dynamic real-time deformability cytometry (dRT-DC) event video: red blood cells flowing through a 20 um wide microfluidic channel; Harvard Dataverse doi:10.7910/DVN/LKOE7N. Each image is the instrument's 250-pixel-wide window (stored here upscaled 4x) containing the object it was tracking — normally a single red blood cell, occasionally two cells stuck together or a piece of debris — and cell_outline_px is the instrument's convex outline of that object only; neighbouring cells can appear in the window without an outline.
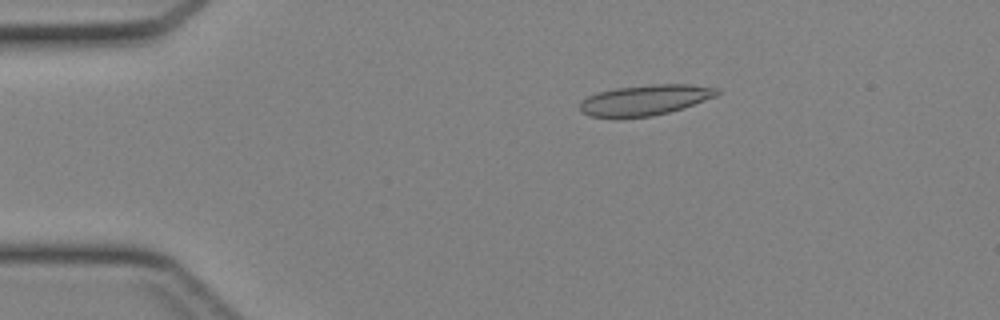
{"species": "Egyptian fruit bat (a non-hibernating species)", "species_latin": "Rousettus aegyptiacus", "temperature_condition": "cold", "stored_images_in_passage": 37, "camera_frame_rate_fps": 3000, "um_per_image_px": 0.085, "animal": {"sex": "female"}, "frame": {"image": 1, "passage_image": 2, "time_ms": 0.333, "image_size_px": [1000, 320], "cell_outline_px": [[720, 92], [716, 96], [684, 108], [652, 116], [616, 120], [588, 116], [580, 112], [580, 100], [596, 92], [616, 88], [652, 84], [688, 84], [720, 88]], "centroid_in_image_um": [54.76, 8.53], "position_along_channel_um": 30.2, "area_um2": 25.14}}
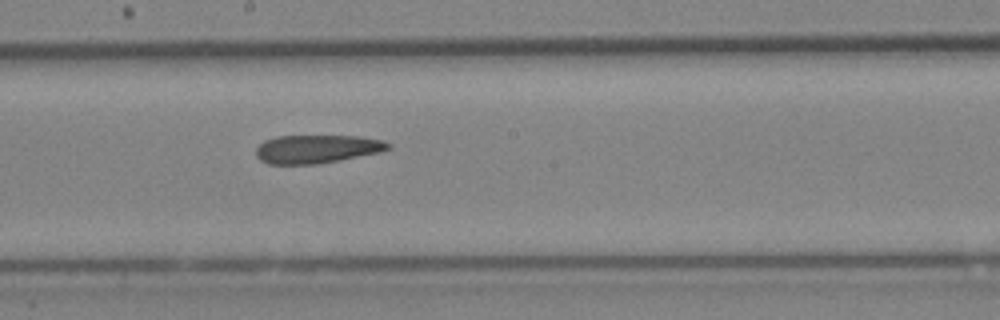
{"frame": {"image": 2, "passage_image": 18, "time_ms": 5.667, "image_size_px": [1000, 320], "cell_outline_px": [[392, 148], [380, 152], [340, 160], [316, 164], [268, 164], [260, 160], [256, 156], [256, 148], [264, 140], [276, 136], [360, 136], [384, 140], [392, 144]], "centroid_in_image_um": [26.96, 12.66], "position_along_channel_um": 221.2, "area_um2": 22.02}}
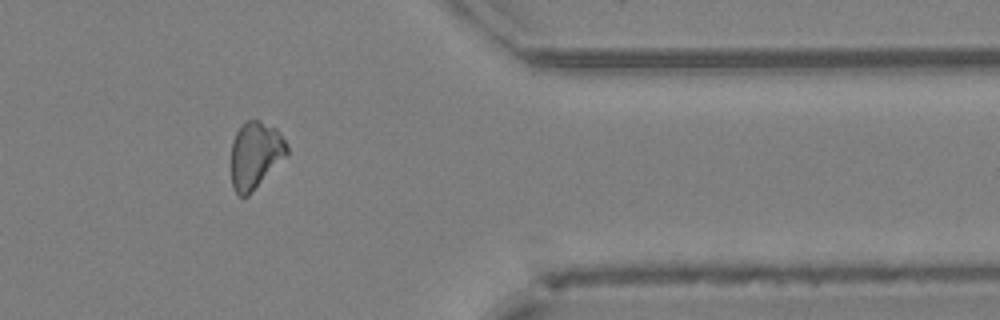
{"frame": {"image": 3, "passage_image": 30, "time_ms": 9.667, "image_size_px": [1000, 320], "cell_outline_px": [[288, 152], [248, 196], [240, 196], [236, 192], [232, 184], [232, 140], [236, 132], [244, 120], [260, 120], [276, 128], [288, 144]], "centroid_in_image_um": [21.69, 13.13], "position_along_channel_um": 389.7, "area_um2": 21.44}}